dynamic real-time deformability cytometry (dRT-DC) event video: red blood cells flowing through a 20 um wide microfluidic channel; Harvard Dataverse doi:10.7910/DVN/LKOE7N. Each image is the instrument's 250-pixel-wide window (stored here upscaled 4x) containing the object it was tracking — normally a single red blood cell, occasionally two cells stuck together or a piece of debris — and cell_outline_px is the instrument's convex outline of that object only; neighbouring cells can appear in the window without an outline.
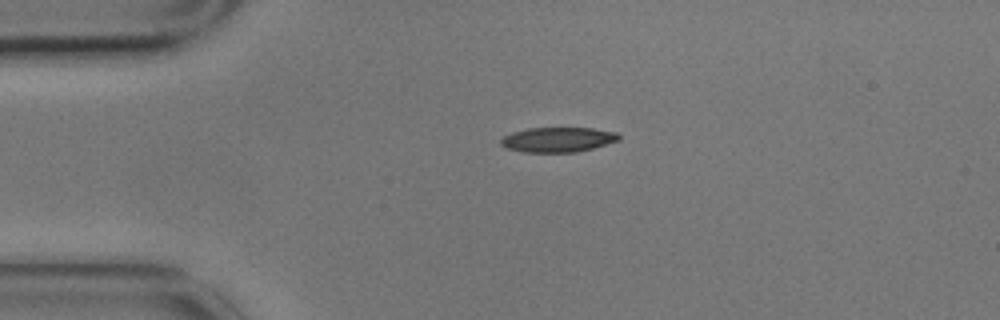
{"species": "common noctule bat (a hibernating species)", "species_latin": "Nyctalus noctula", "temperature_condition": "cold", "stored_images_in_passage": 2, "camera_frame_rate_fps": 3000, "um_per_image_px": 0.085, "animal": {"sex": "male", "body_mass_g": 17.9}, "frame": {"image": 1, "passage_image": 1, "time_ms": 0.0, "image_size_px": [1000, 320], "cell_outline_px": [[620, 140], [592, 148], [576, 152], [524, 152], [508, 148], [500, 144], [500, 140], [504, 136], [512, 132], [528, 128], [592, 128], [616, 132], [620, 136]], "centroid_in_image_um": [47.42, 11.86], "position_along_channel_um": 37.6, "area_um2": 16.99}}